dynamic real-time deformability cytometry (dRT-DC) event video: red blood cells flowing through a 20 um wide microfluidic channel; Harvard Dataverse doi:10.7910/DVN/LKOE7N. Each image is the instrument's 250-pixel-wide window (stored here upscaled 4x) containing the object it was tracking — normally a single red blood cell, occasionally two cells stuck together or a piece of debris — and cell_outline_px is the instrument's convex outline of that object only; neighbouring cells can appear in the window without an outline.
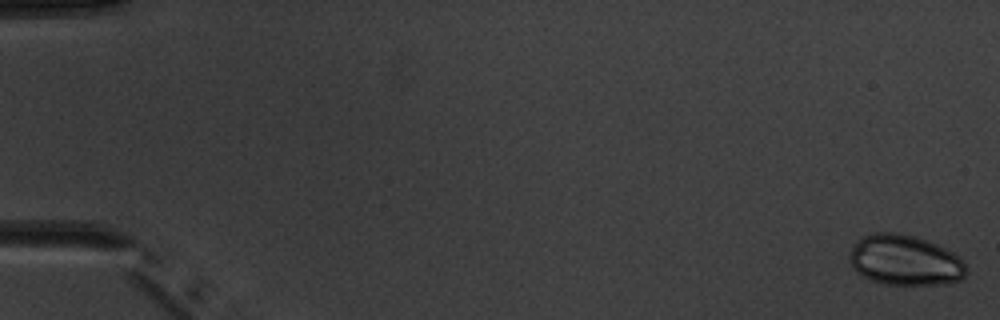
{"species": "common noctule bat (a hibernating species)", "species_latin": "Nyctalus noctula", "temperature_condition": "warm", "stored_images_in_passage": 6, "camera_frame_rate_fps": 3000, "um_per_image_px": 0.085, "animal": {"sex": "male", "body_mass_g": 20.1, "forearm_length_mm": 53.5}, "frame": {"image": 1, "passage_image": 1, "time_ms": 0.0, "image_size_px": [1000, 320], "cell_outline_px": [[968, 272], [960, 280], [944, 284], [884, 284], [872, 280], [856, 272], [852, 268], [848, 260], [848, 256], [856, 240], [864, 236], [876, 232], [896, 232], [916, 236], [936, 244], [960, 256]], "centroid_in_image_um": [76.9, 22.11], "position_along_channel_um": 8.1, "area_um2": 34.45}}